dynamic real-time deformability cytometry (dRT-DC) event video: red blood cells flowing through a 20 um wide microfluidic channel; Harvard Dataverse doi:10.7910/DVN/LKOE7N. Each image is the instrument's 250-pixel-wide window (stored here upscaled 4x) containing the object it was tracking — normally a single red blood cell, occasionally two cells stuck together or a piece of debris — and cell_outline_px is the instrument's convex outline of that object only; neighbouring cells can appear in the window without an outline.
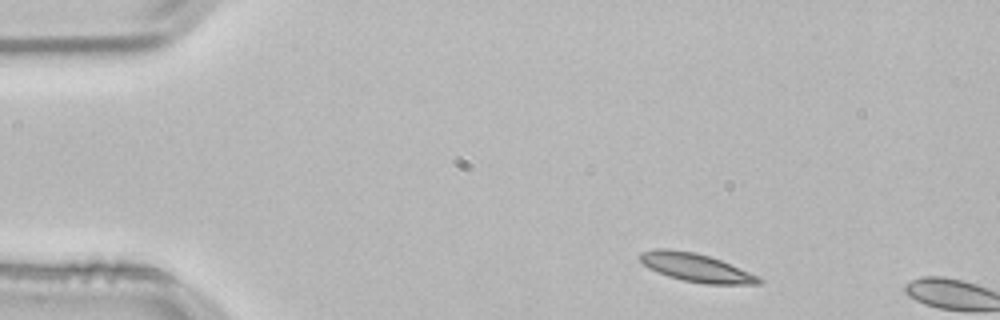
{"species": "common noctule bat (a hibernating species)", "species_latin": "Nyctalus noctula", "temperature_condition": "room temperature", "stored_images_in_passage": 3, "camera_frame_rate_fps": 3000, "um_per_image_px": 0.085, "animal": {"sex": "male", "body_mass_g": 21.5, "forearm_length_mm": 52.0}, "frame": {"image": 1, "passage_image": 1, "time_ms": 0.0, "image_size_px": [1000, 320], "cell_outline_px": [[764, 280], [760, 284], [704, 284], [684, 280], [668, 276], [656, 272], [648, 268], [640, 260], [640, 252], [656, 248], [668, 248], [696, 252], [720, 260], [760, 276]], "centroid_in_image_um": [59.16, 22.74], "position_along_channel_um": 25.8, "area_um2": 19.71}}